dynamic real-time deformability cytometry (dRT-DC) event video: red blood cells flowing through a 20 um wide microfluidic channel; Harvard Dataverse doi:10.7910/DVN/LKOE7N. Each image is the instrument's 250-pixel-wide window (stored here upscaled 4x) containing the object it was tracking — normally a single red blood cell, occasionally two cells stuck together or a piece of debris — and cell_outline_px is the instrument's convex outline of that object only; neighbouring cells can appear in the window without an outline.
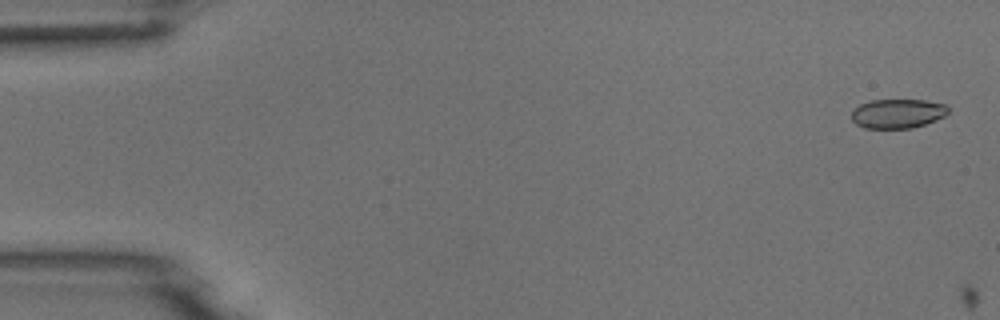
{"species": "common noctule bat (a hibernating species)", "species_latin": "Nyctalus noctula", "temperature_condition": "room temperature", "stored_images_in_passage": 2, "camera_frame_rate_fps": 3000, "um_per_image_px": 0.085, "animal": {"sex": "male", "body_mass_g": 18.8}, "frame": {"image": 1, "passage_image": 1, "time_ms": 0.0, "image_size_px": [1000, 320], "cell_outline_px": [[948, 112], [944, 116], [924, 124], [912, 128], [864, 128], [856, 124], [852, 120], [852, 112], [860, 104], [872, 100], [924, 100], [944, 104], [948, 108]], "centroid_in_image_um": [76.28, 9.65], "position_along_channel_um": 8.7, "area_um2": 16.3}}